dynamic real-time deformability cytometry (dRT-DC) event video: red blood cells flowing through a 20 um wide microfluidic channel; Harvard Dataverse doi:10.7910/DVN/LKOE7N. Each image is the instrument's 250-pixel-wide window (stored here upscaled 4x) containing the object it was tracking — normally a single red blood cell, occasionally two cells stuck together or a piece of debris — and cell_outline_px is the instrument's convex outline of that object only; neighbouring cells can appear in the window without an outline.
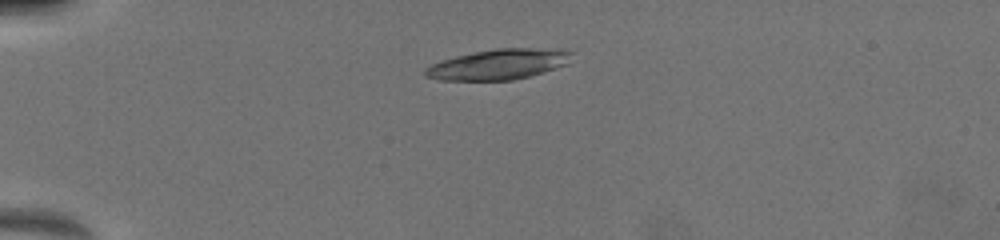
{"species": "common noctule bat (a hibernating species)", "species_latin": "Nyctalus noctula", "temperature_condition": "warm", "stored_images_in_passage": 9, "camera_frame_rate_fps": 3000, "um_per_image_px": 0.085, "animal": {"sex": "female", "body_mass_g": 19.5, "forearm_length_mm": 54.1}, "frame": {"image": 1, "passage_image": 6, "time_ms": 3.667, "image_size_px": [1000, 240], "cell_outline_px": [[572, 52], [568, 64], [544, 72], [512, 80], [440, 80], [424, 76], [424, 68], [440, 60], [456, 56], [496, 48], [560, 48]], "centroid_in_image_um": [42.38, 5.46], "position_along_channel_um": 42.6, "area_um2": 26.01}}
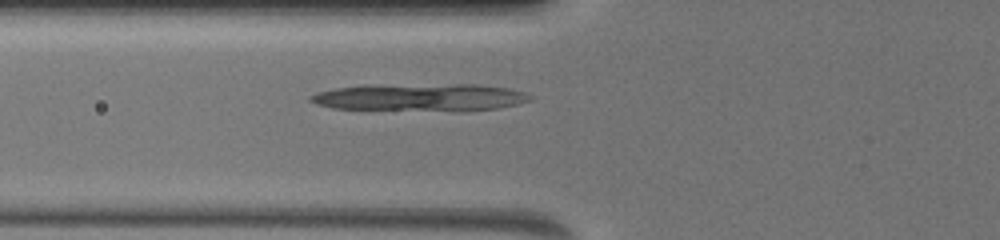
{"frame": {"image": 2, "passage_image": 9, "time_ms": 6.0, "image_size_px": [1000, 240], "cell_outline_px": [[532, 100], [500, 108], [460, 112], [332, 108], [316, 104], [308, 100], [308, 96], [320, 92], [336, 88], [368, 84], [476, 84], [508, 88], [524, 92], [532, 96]], "centroid_in_image_um": [35.74, 8.28], "position_along_channel_um": 90.1, "area_um2": 36.01}}